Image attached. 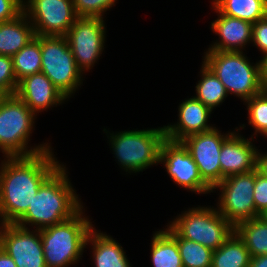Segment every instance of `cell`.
<instances>
[{"label":"cell","mask_w":267,"mask_h":267,"mask_svg":"<svg viewBox=\"0 0 267 267\" xmlns=\"http://www.w3.org/2000/svg\"><path fill=\"white\" fill-rule=\"evenodd\" d=\"M52 151L1 161L0 224H14L27 211L39 187L63 164Z\"/></svg>","instance_id":"obj_1"},{"label":"cell","mask_w":267,"mask_h":267,"mask_svg":"<svg viewBox=\"0 0 267 267\" xmlns=\"http://www.w3.org/2000/svg\"><path fill=\"white\" fill-rule=\"evenodd\" d=\"M62 164L38 189L27 211L14 223L22 228L40 230L62 223L84 208L81 198ZM29 225V226H28Z\"/></svg>","instance_id":"obj_2"},{"label":"cell","mask_w":267,"mask_h":267,"mask_svg":"<svg viewBox=\"0 0 267 267\" xmlns=\"http://www.w3.org/2000/svg\"><path fill=\"white\" fill-rule=\"evenodd\" d=\"M202 61L224 85L227 93L243 102L263 91L262 59L251 63L244 52L207 50Z\"/></svg>","instance_id":"obj_3"},{"label":"cell","mask_w":267,"mask_h":267,"mask_svg":"<svg viewBox=\"0 0 267 267\" xmlns=\"http://www.w3.org/2000/svg\"><path fill=\"white\" fill-rule=\"evenodd\" d=\"M85 209L62 223L40 229L47 267H71L80 262L89 232L94 228Z\"/></svg>","instance_id":"obj_4"},{"label":"cell","mask_w":267,"mask_h":267,"mask_svg":"<svg viewBox=\"0 0 267 267\" xmlns=\"http://www.w3.org/2000/svg\"><path fill=\"white\" fill-rule=\"evenodd\" d=\"M37 115L15 94L0 104V151L4 157H28L51 150L50 143L29 147Z\"/></svg>","instance_id":"obj_5"},{"label":"cell","mask_w":267,"mask_h":267,"mask_svg":"<svg viewBox=\"0 0 267 267\" xmlns=\"http://www.w3.org/2000/svg\"><path fill=\"white\" fill-rule=\"evenodd\" d=\"M109 139L116 162L123 171L143 172L153 165H158L160 149L166 140L165 128H147L141 130H124L110 132L103 129ZM109 132V133H108Z\"/></svg>","instance_id":"obj_6"},{"label":"cell","mask_w":267,"mask_h":267,"mask_svg":"<svg viewBox=\"0 0 267 267\" xmlns=\"http://www.w3.org/2000/svg\"><path fill=\"white\" fill-rule=\"evenodd\" d=\"M173 219L169 226L180 237L200 243L212 251L235 232V227L214 206L189 207Z\"/></svg>","instance_id":"obj_7"},{"label":"cell","mask_w":267,"mask_h":267,"mask_svg":"<svg viewBox=\"0 0 267 267\" xmlns=\"http://www.w3.org/2000/svg\"><path fill=\"white\" fill-rule=\"evenodd\" d=\"M41 73L67 99L83 85L84 74L77 67L65 36L41 35Z\"/></svg>","instance_id":"obj_8"},{"label":"cell","mask_w":267,"mask_h":267,"mask_svg":"<svg viewBox=\"0 0 267 267\" xmlns=\"http://www.w3.org/2000/svg\"><path fill=\"white\" fill-rule=\"evenodd\" d=\"M255 179L256 169L248 173L228 176L212 189V193L215 189L220 190L216 208L234 227L243 221L260 216L254 205Z\"/></svg>","instance_id":"obj_9"},{"label":"cell","mask_w":267,"mask_h":267,"mask_svg":"<svg viewBox=\"0 0 267 267\" xmlns=\"http://www.w3.org/2000/svg\"><path fill=\"white\" fill-rule=\"evenodd\" d=\"M105 25L102 18L78 17L65 35L77 67L83 74L95 66L104 52Z\"/></svg>","instance_id":"obj_10"},{"label":"cell","mask_w":267,"mask_h":267,"mask_svg":"<svg viewBox=\"0 0 267 267\" xmlns=\"http://www.w3.org/2000/svg\"><path fill=\"white\" fill-rule=\"evenodd\" d=\"M35 35L65 36L78 18L73 0H23Z\"/></svg>","instance_id":"obj_11"},{"label":"cell","mask_w":267,"mask_h":267,"mask_svg":"<svg viewBox=\"0 0 267 267\" xmlns=\"http://www.w3.org/2000/svg\"><path fill=\"white\" fill-rule=\"evenodd\" d=\"M214 129L190 135L180 142L188 150L198 167L202 180L213 189L221 182L219 156L223 142L234 132L221 133Z\"/></svg>","instance_id":"obj_12"},{"label":"cell","mask_w":267,"mask_h":267,"mask_svg":"<svg viewBox=\"0 0 267 267\" xmlns=\"http://www.w3.org/2000/svg\"><path fill=\"white\" fill-rule=\"evenodd\" d=\"M171 180L185 190L196 194H210L212 189L202 180L198 167L181 142L166 139L160 149L159 164Z\"/></svg>","instance_id":"obj_13"},{"label":"cell","mask_w":267,"mask_h":267,"mask_svg":"<svg viewBox=\"0 0 267 267\" xmlns=\"http://www.w3.org/2000/svg\"><path fill=\"white\" fill-rule=\"evenodd\" d=\"M31 230L15 224H0V247L17 267H47L40 230Z\"/></svg>","instance_id":"obj_14"},{"label":"cell","mask_w":267,"mask_h":267,"mask_svg":"<svg viewBox=\"0 0 267 267\" xmlns=\"http://www.w3.org/2000/svg\"><path fill=\"white\" fill-rule=\"evenodd\" d=\"M240 128L223 142L219 162L221 181L231 175L248 173L256 169L258 147H255L254 138L245 139L239 133Z\"/></svg>","instance_id":"obj_15"},{"label":"cell","mask_w":267,"mask_h":267,"mask_svg":"<svg viewBox=\"0 0 267 267\" xmlns=\"http://www.w3.org/2000/svg\"><path fill=\"white\" fill-rule=\"evenodd\" d=\"M15 95L22 100L36 115L68 99L55 87L43 73L29 75L18 82Z\"/></svg>","instance_id":"obj_16"},{"label":"cell","mask_w":267,"mask_h":267,"mask_svg":"<svg viewBox=\"0 0 267 267\" xmlns=\"http://www.w3.org/2000/svg\"><path fill=\"white\" fill-rule=\"evenodd\" d=\"M211 114L212 110L194 96L185 99L179 104L177 123L164 126L166 139L180 142L190 135L214 129L216 126L208 124Z\"/></svg>","instance_id":"obj_17"},{"label":"cell","mask_w":267,"mask_h":267,"mask_svg":"<svg viewBox=\"0 0 267 267\" xmlns=\"http://www.w3.org/2000/svg\"><path fill=\"white\" fill-rule=\"evenodd\" d=\"M211 7L218 18L211 22L210 29L219 39L209 45L208 50L243 52L246 45L252 43L253 24L226 16L214 5Z\"/></svg>","instance_id":"obj_18"},{"label":"cell","mask_w":267,"mask_h":267,"mask_svg":"<svg viewBox=\"0 0 267 267\" xmlns=\"http://www.w3.org/2000/svg\"><path fill=\"white\" fill-rule=\"evenodd\" d=\"M90 245L95 267H132L122 246L110 235L94 228L89 232L85 246Z\"/></svg>","instance_id":"obj_19"},{"label":"cell","mask_w":267,"mask_h":267,"mask_svg":"<svg viewBox=\"0 0 267 267\" xmlns=\"http://www.w3.org/2000/svg\"><path fill=\"white\" fill-rule=\"evenodd\" d=\"M34 27L24 12L0 23V55L12 57L35 38Z\"/></svg>","instance_id":"obj_20"},{"label":"cell","mask_w":267,"mask_h":267,"mask_svg":"<svg viewBox=\"0 0 267 267\" xmlns=\"http://www.w3.org/2000/svg\"><path fill=\"white\" fill-rule=\"evenodd\" d=\"M150 247L153 267H183L177 241L164 227L153 233Z\"/></svg>","instance_id":"obj_21"},{"label":"cell","mask_w":267,"mask_h":267,"mask_svg":"<svg viewBox=\"0 0 267 267\" xmlns=\"http://www.w3.org/2000/svg\"><path fill=\"white\" fill-rule=\"evenodd\" d=\"M222 14L251 24L267 17V0H212Z\"/></svg>","instance_id":"obj_22"},{"label":"cell","mask_w":267,"mask_h":267,"mask_svg":"<svg viewBox=\"0 0 267 267\" xmlns=\"http://www.w3.org/2000/svg\"><path fill=\"white\" fill-rule=\"evenodd\" d=\"M250 258L244 241L234 232L217 250L213 251L211 267H249Z\"/></svg>","instance_id":"obj_23"},{"label":"cell","mask_w":267,"mask_h":267,"mask_svg":"<svg viewBox=\"0 0 267 267\" xmlns=\"http://www.w3.org/2000/svg\"><path fill=\"white\" fill-rule=\"evenodd\" d=\"M200 77L195 86L196 95L194 97L213 111L225 101L228 93L214 72L203 62Z\"/></svg>","instance_id":"obj_24"},{"label":"cell","mask_w":267,"mask_h":267,"mask_svg":"<svg viewBox=\"0 0 267 267\" xmlns=\"http://www.w3.org/2000/svg\"><path fill=\"white\" fill-rule=\"evenodd\" d=\"M235 232L244 241L250 256L267 255V223L256 217L239 223Z\"/></svg>","instance_id":"obj_25"},{"label":"cell","mask_w":267,"mask_h":267,"mask_svg":"<svg viewBox=\"0 0 267 267\" xmlns=\"http://www.w3.org/2000/svg\"><path fill=\"white\" fill-rule=\"evenodd\" d=\"M17 82L41 72V35H36L18 53L12 56Z\"/></svg>","instance_id":"obj_26"},{"label":"cell","mask_w":267,"mask_h":267,"mask_svg":"<svg viewBox=\"0 0 267 267\" xmlns=\"http://www.w3.org/2000/svg\"><path fill=\"white\" fill-rule=\"evenodd\" d=\"M165 230L177 241L183 267H211L213 251L180 237L169 225Z\"/></svg>","instance_id":"obj_27"},{"label":"cell","mask_w":267,"mask_h":267,"mask_svg":"<svg viewBox=\"0 0 267 267\" xmlns=\"http://www.w3.org/2000/svg\"><path fill=\"white\" fill-rule=\"evenodd\" d=\"M244 103L248 111V124L254 128L251 138H254L267 128V94L262 91Z\"/></svg>","instance_id":"obj_28"},{"label":"cell","mask_w":267,"mask_h":267,"mask_svg":"<svg viewBox=\"0 0 267 267\" xmlns=\"http://www.w3.org/2000/svg\"><path fill=\"white\" fill-rule=\"evenodd\" d=\"M117 0H73L77 17L102 18Z\"/></svg>","instance_id":"obj_29"},{"label":"cell","mask_w":267,"mask_h":267,"mask_svg":"<svg viewBox=\"0 0 267 267\" xmlns=\"http://www.w3.org/2000/svg\"><path fill=\"white\" fill-rule=\"evenodd\" d=\"M18 86L10 56L0 55V89L7 95H14Z\"/></svg>","instance_id":"obj_30"},{"label":"cell","mask_w":267,"mask_h":267,"mask_svg":"<svg viewBox=\"0 0 267 267\" xmlns=\"http://www.w3.org/2000/svg\"><path fill=\"white\" fill-rule=\"evenodd\" d=\"M253 197L256 212L260 215L267 209V178L260 174L257 168Z\"/></svg>","instance_id":"obj_31"},{"label":"cell","mask_w":267,"mask_h":267,"mask_svg":"<svg viewBox=\"0 0 267 267\" xmlns=\"http://www.w3.org/2000/svg\"><path fill=\"white\" fill-rule=\"evenodd\" d=\"M252 44L259 49L263 59L267 55V17L253 24Z\"/></svg>","instance_id":"obj_32"},{"label":"cell","mask_w":267,"mask_h":267,"mask_svg":"<svg viewBox=\"0 0 267 267\" xmlns=\"http://www.w3.org/2000/svg\"><path fill=\"white\" fill-rule=\"evenodd\" d=\"M23 12V0H0V23L15 19Z\"/></svg>","instance_id":"obj_33"},{"label":"cell","mask_w":267,"mask_h":267,"mask_svg":"<svg viewBox=\"0 0 267 267\" xmlns=\"http://www.w3.org/2000/svg\"><path fill=\"white\" fill-rule=\"evenodd\" d=\"M261 150L258 149L257 152V164L256 168L260 174L267 178V151L264 153L259 152Z\"/></svg>","instance_id":"obj_34"},{"label":"cell","mask_w":267,"mask_h":267,"mask_svg":"<svg viewBox=\"0 0 267 267\" xmlns=\"http://www.w3.org/2000/svg\"><path fill=\"white\" fill-rule=\"evenodd\" d=\"M0 267H17L14 260L0 247Z\"/></svg>","instance_id":"obj_35"},{"label":"cell","mask_w":267,"mask_h":267,"mask_svg":"<svg viewBox=\"0 0 267 267\" xmlns=\"http://www.w3.org/2000/svg\"><path fill=\"white\" fill-rule=\"evenodd\" d=\"M249 267H267V255L251 257Z\"/></svg>","instance_id":"obj_36"},{"label":"cell","mask_w":267,"mask_h":267,"mask_svg":"<svg viewBox=\"0 0 267 267\" xmlns=\"http://www.w3.org/2000/svg\"><path fill=\"white\" fill-rule=\"evenodd\" d=\"M263 77L267 79V55L262 59Z\"/></svg>","instance_id":"obj_37"},{"label":"cell","mask_w":267,"mask_h":267,"mask_svg":"<svg viewBox=\"0 0 267 267\" xmlns=\"http://www.w3.org/2000/svg\"><path fill=\"white\" fill-rule=\"evenodd\" d=\"M259 217L267 223V209L262 212Z\"/></svg>","instance_id":"obj_38"},{"label":"cell","mask_w":267,"mask_h":267,"mask_svg":"<svg viewBox=\"0 0 267 267\" xmlns=\"http://www.w3.org/2000/svg\"><path fill=\"white\" fill-rule=\"evenodd\" d=\"M7 97V95L0 89V104Z\"/></svg>","instance_id":"obj_39"},{"label":"cell","mask_w":267,"mask_h":267,"mask_svg":"<svg viewBox=\"0 0 267 267\" xmlns=\"http://www.w3.org/2000/svg\"><path fill=\"white\" fill-rule=\"evenodd\" d=\"M263 91L267 94V79H264V82H263Z\"/></svg>","instance_id":"obj_40"},{"label":"cell","mask_w":267,"mask_h":267,"mask_svg":"<svg viewBox=\"0 0 267 267\" xmlns=\"http://www.w3.org/2000/svg\"><path fill=\"white\" fill-rule=\"evenodd\" d=\"M260 135H263L267 138V128Z\"/></svg>","instance_id":"obj_41"}]
</instances>
